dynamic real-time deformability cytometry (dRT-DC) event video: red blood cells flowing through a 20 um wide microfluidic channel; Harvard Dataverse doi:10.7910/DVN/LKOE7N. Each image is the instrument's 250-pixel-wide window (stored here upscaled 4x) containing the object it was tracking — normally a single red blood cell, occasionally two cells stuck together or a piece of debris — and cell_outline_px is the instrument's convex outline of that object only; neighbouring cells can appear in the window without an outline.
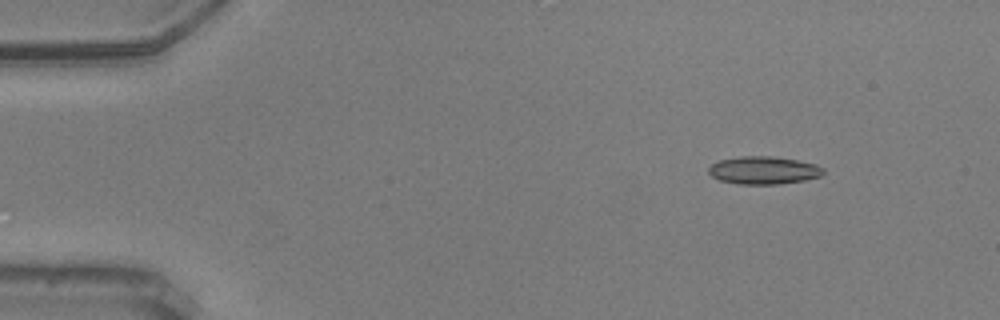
{"species": "common noctule bat (a hibernating species)", "species_latin": "Nyctalus noctula", "temperature_condition": "warm", "stored_images_in_passage": 50, "camera_frame_rate_fps": 3000, "um_per_image_px": 0.085, "animal": {"sex": "male", "body_mass_g": 20.5, "forearm_length_mm": 52.5}, "frame": {"image": 1, "passage_image": 1, "time_ms": 0.0, "image_size_px": [1000, 320], "cell_outline_px": [[824, 172], [820, 176], [804, 180], [780, 184], [740, 184], [720, 180], [712, 176], [708, 172], [708, 168], [712, 164], [720, 160], [740, 156], [776, 156], [816, 164], [824, 168]], "centroid_in_image_um": [64.91, 14.47], "position_along_channel_um": 20.1, "area_um2": 18.55}}
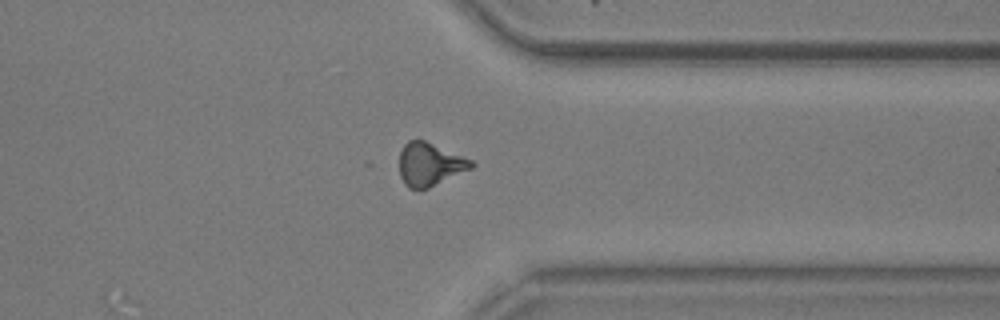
{"frame": {"image": 2, "passage_image": 38, "time_ms": 12.333, "image_size_px": [1000, 320], "cell_outline_px": [[476, 164], [472, 168], [428, 188], [408, 188], [404, 184], [400, 176], [400, 152], [404, 144], [408, 140], [424, 140], [472, 160]], "centroid_in_image_um": [36.52, 13.96], "position_along_channel_um": 374.9, "area_um2": 17.86}}
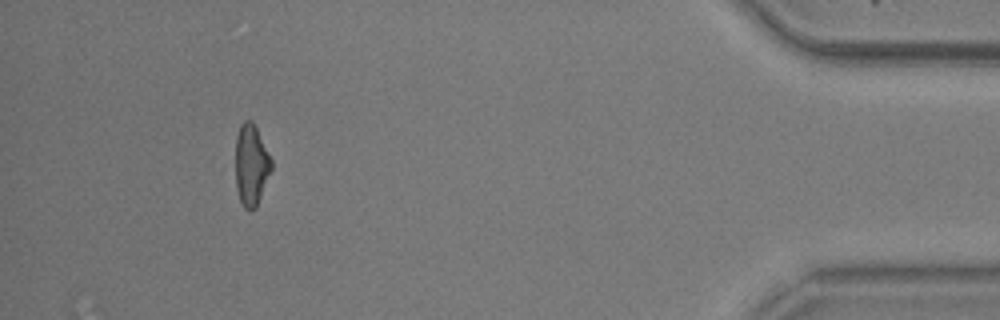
{"frame": {"image": 3, "passage_image": 46, "time_ms": 15.0, "image_size_px": [1000, 320], "cell_outline_px": [[272, 168], [256, 208], [248, 212], [244, 208], [240, 200], [236, 188], [236, 136], [240, 124], [244, 120], [252, 120], [272, 160]], "centroid_in_image_um": [21.34, 14.04], "position_along_channel_um": 413.9, "area_um2": 16.99}}